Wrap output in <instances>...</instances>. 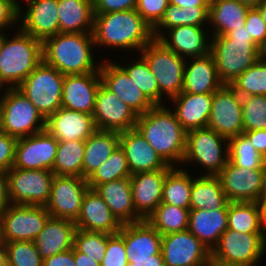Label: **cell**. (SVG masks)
Masks as SVG:
<instances>
[{
    "label": "cell",
    "mask_w": 266,
    "mask_h": 266,
    "mask_svg": "<svg viewBox=\"0 0 266 266\" xmlns=\"http://www.w3.org/2000/svg\"><path fill=\"white\" fill-rule=\"evenodd\" d=\"M92 34L96 49H121L128 55L139 54L154 39L152 27L135 9L94 14Z\"/></svg>",
    "instance_id": "1"
},
{
    "label": "cell",
    "mask_w": 266,
    "mask_h": 266,
    "mask_svg": "<svg viewBox=\"0 0 266 266\" xmlns=\"http://www.w3.org/2000/svg\"><path fill=\"white\" fill-rule=\"evenodd\" d=\"M135 128L168 165L181 167L187 131L168 105L154 106L139 115Z\"/></svg>",
    "instance_id": "2"
},
{
    "label": "cell",
    "mask_w": 266,
    "mask_h": 266,
    "mask_svg": "<svg viewBox=\"0 0 266 266\" xmlns=\"http://www.w3.org/2000/svg\"><path fill=\"white\" fill-rule=\"evenodd\" d=\"M92 33H57L42 42L43 61L63 75L99 72ZM95 58V59H94Z\"/></svg>",
    "instance_id": "3"
},
{
    "label": "cell",
    "mask_w": 266,
    "mask_h": 266,
    "mask_svg": "<svg viewBox=\"0 0 266 266\" xmlns=\"http://www.w3.org/2000/svg\"><path fill=\"white\" fill-rule=\"evenodd\" d=\"M211 54L214 57L219 79L231 84L247 68L253 66L264 51L249 36L246 26L224 36H212Z\"/></svg>",
    "instance_id": "4"
},
{
    "label": "cell",
    "mask_w": 266,
    "mask_h": 266,
    "mask_svg": "<svg viewBox=\"0 0 266 266\" xmlns=\"http://www.w3.org/2000/svg\"><path fill=\"white\" fill-rule=\"evenodd\" d=\"M6 35L0 51V85L17 88L43 60L42 41L14 30Z\"/></svg>",
    "instance_id": "5"
},
{
    "label": "cell",
    "mask_w": 266,
    "mask_h": 266,
    "mask_svg": "<svg viewBox=\"0 0 266 266\" xmlns=\"http://www.w3.org/2000/svg\"><path fill=\"white\" fill-rule=\"evenodd\" d=\"M229 160L228 140L208 127L187 131L186 148L181 167L198 166L201 176H217ZM189 165V166H188ZM186 166V168L184 167ZM188 166V167H187Z\"/></svg>",
    "instance_id": "6"
},
{
    "label": "cell",
    "mask_w": 266,
    "mask_h": 266,
    "mask_svg": "<svg viewBox=\"0 0 266 266\" xmlns=\"http://www.w3.org/2000/svg\"><path fill=\"white\" fill-rule=\"evenodd\" d=\"M159 86V106L182 92L186 59L153 39L141 51ZM166 101V102H165Z\"/></svg>",
    "instance_id": "7"
},
{
    "label": "cell",
    "mask_w": 266,
    "mask_h": 266,
    "mask_svg": "<svg viewBox=\"0 0 266 266\" xmlns=\"http://www.w3.org/2000/svg\"><path fill=\"white\" fill-rule=\"evenodd\" d=\"M64 77L43 60L17 87L46 120L62 107Z\"/></svg>",
    "instance_id": "8"
},
{
    "label": "cell",
    "mask_w": 266,
    "mask_h": 266,
    "mask_svg": "<svg viewBox=\"0 0 266 266\" xmlns=\"http://www.w3.org/2000/svg\"><path fill=\"white\" fill-rule=\"evenodd\" d=\"M0 130L21 138L45 129V119L18 88H5L1 96Z\"/></svg>",
    "instance_id": "9"
},
{
    "label": "cell",
    "mask_w": 266,
    "mask_h": 266,
    "mask_svg": "<svg viewBox=\"0 0 266 266\" xmlns=\"http://www.w3.org/2000/svg\"><path fill=\"white\" fill-rule=\"evenodd\" d=\"M266 252L261 233H240L226 229L211 251V266L230 263H259Z\"/></svg>",
    "instance_id": "10"
},
{
    "label": "cell",
    "mask_w": 266,
    "mask_h": 266,
    "mask_svg": "<svg viewBox=\"0 0 266 266\" xmlns=\"http://www.w3.org/2000/svg\"><path fill=\"white\" fill-rule=\"evenodd\" d=\"M50 217L45 206L11 204L0 214V240L34 242Z\"/></svg>",
    "instance_id": "11"
},
{
    "label": "cell",
    "mask_w": 266,
    "mask_h": 266,
    "mask_svg": "<svg viewBox=\"0 0 266 266\" xmlns=\"http://www.w3.org/2000/svg\"><path fill=\"white\" fill-rule=\"evenodd\" d=\"M11 204L45 206L50 198L55 174L46 169H20L7 172Z\"/></svg>",
    "instance_id": "12"
},
{
    "label": "cell",
    "mask_w": 266,
    "mask_h": 266,
    "mask_svg": "<svg viewBox=\"0 0 266 266\" xmlns=\"http://www.w3.org/2000/svg\"><path fill=\"white\" fill-rule=\"evenodd\" d=\"M207 127L227 140L243 134L242 96L231 85L223 84L213 92Z\"/></svg>",
    "instance_id": "13"
},
{
    "label": "cell",
    "mask_w": 266,
    "mask_h": 266,
    "mask_svg": "<svg viewBox=\"0 0 266 266\" xmlns=\"http://www.w3.org/2000/svg\"><path fill=\"white\" fill-rule=\"evenodd\" d=\"M164 266H211V251L188 229L162 235Z\"/></svg>",
    "instance_id": "14"
},
{
    "label": "cell",
    "mask_w": 266,
    "mask_h": 266,
    "mask_svg": "<svg viewBox=\"0 0 266 266\" xmlns=\"http://www.w3.org/2000/svg\"><path fill=\"white\" fill-rule=\"evenodd\" d=\"M89 189L87 179L79 176L55 175L50 198L45 205L53 218L75 221L80 213L82 200Z\"/></svg>",
    "instance_id": "15"
},
{
    "label": "cell",
    "mask_w": 266,
    "mask_h": 266,
    "mask_svg": "<svg viewBox=\"0 0 266 266\" xmlns=\"http://www.w3.org/2000/svg\"><path fill=\"white\" fill-rule=\"evenodd\" d=\"M93 119L98 130L122 133L136 127L138 115L102 83L96 94Z\"/></svg>",
    "instance_id": "16"
},
{
    "label": "cell",
    "mask_w": 266,
    "mask_h": 266,
    "mask_svg": "<svg viewBox=\"0 0 266 266\" xmlns=\"http://www.w3.org/2000/svg\"><path fill=\"white\" fill-rule=\"evenodd\" d=\"M57 149L58 141L46 129L17 138L12 167L52 171Z\"/></svg>",
    "instance_id": "17"
},
{
    "label": "cell",
    "mask_w": 266,
    "mask_h": 266,
    "mask_svg": "<svg viewBox=\"0 0 266 266\" xmlns=\"http://www.w3.org/2000/svg\"><path fill=\"white\" fill-rule=\"evenodd\" d=\"M229 202H261L263 169H248L228 160L217 175Z\"/></svg>",
    "instance_id": "18"
},
{
    "label": "cell",
    "mask_w": 266,
    "mask_h": 266,
    "mask_svg": "<svg viewBox=\"0 0 266 266\" xmlns=\"http://www.w3.org/2000/svg\"><path fill=\"white\" fill-rule=\"evenodd\" d=\"M19 2V28L23 32L42 42L59 33L58 0Z\"/></svg>",
    "instance_id": "19"
},
{
    "label": "cell",
    "mask_w": 266,
    "mask_h": 266,
    "mask_svg": "<svg viewBox=\"0 0 266 266\" xmlns=\"http://www.w3.org/2000/svg\"><path fill=\"white\" fill-rule=\"evenodd\" d=\"M99 73L102 84L109 91L116 94L138 116L154 107L115 60L112 61L109 58H102Z\"/></svg>",
    "instance_id": "20"
},
{
    "label": "cell",
    "mask_w": 266,
    "mask_h": 266,
    "mask_svg": "<svg viewBox=\"0 0 266 266\" xmlns=\"http://www.w3.org/2000/svg\"><path fill=\"white\" fill-rule=\"evenodd\" d=\"M208 27L182 25L165 31L157 40L177 55L188 59L211 53L212 35Z\"/></svg>",
    "instance_id": "21"
},
{
    "label": "cell",
    "mask_w": 266,
    "mask_h": 266,
    "mask_svg": "<svg viewBox=\"0 0 266 266\" xmlns=\"http://www.w3.org/2000/svg\"><path fill=\"white\" fill-rule=\"evenodd\" d=\"M172 168L169 165L166 169L130 176L135 212L142 220H146L161 204L164 179Z\"/></svg>",
    "instance_id": "22"
},
{
    "label": "cell",
    "mask_w": 266,
    "mask_h": 266,
    "mask_svg": "<svg viewBox=\"0 0 266 266\" xmlns=\"http://www.w3.org/2000/svg\"><path fill=\"white\" fill-rule=\"evenodd\" d=\"M45 129L58 141H86L97 129L93 115L59 108L45 120Z\"/></svg>",
    "instance_id": "23"
},
{
    "label": "cell",
    "mask_w": 266,
    "mask_h": 266,
    "mask_svg": "<svg viewBox=\"0 0 266 266\" xmlns=\"http://www.w3.org/2000/svg\"><path fill=\"white\" fill-rule=\"evenodd\" d=\"M101 83L99 72L65 75L62 88V107L92 115L96 94Z\"/></svg>",
    "instance_id": "24"
},
{
    "label": "cell",
    "mask_w": 266,
    "mask_h": 266,
    "mask_svg": "<svg viewBox=\"0 0 266 266\" xmlns=\"http://www.w3.org/2000/svg\"><path fill=\"white\" fill-rule=\"evenodd\" d=\"M74 222L77 229L108 234L118 233L123 225L99 193L90 188L83 197L79 216Z\"/></svg>",
    "instance_id": "25"
},
{
    "label": "cell",
    "mask_w": 266,
    "mask_h": 266,
    "mask_svg": "<svg viewBox=\"0 0 266 266\" xmlns=\"http://www.w3.org/2000/svg\"><path fill=\"white\" fill-rule=\"evenodd\" d=\"M118 233L124 239L127 260L153 259L161 252L162 235L147 220L123 224Z\"/></svg>",
    "instance_id": "26"
},
{
    "label": "cell",
    "mask_w": 266,
    "mask_h": 266,
    "mask_svg": "<svg viewBox=\"0 0 266 266\" xmlns=\"http://www.w3.org/2000/svg\"><path fill=\"white\" fill-rule=\"evenodd\" d=\"M119 145L125 153L131 175L169 166L136 128L120 133Z\"/></svg>",
    "instance_id": "27"
},
{
    "label": "cell",
    "mask_w": 266,
    "mask_h": 266,
    "mask_svg": "<svg viewBox=\"0 0 266 266\" xmlns=\"http://www.w3.org/2000/svg\"><path fill=\"white\" fill-rule=\"evenodd\" d=\"M213 93L192 94L181 92L168 104L186 131L206 128L212 108ZM172 105V106H171Z\"/></svg>",
    "instance_id": "28"
},
{
    "label": "cell",
    "mask_w": 266,
    "mask_h": 266,
    "mask_svg": "<svg viewBox=\"0 0 266 266\" xmlns=\"http://www.w3.org/2000/svg\"><path fill=\"white\" fill-rule=\"evenodd\" d=\"M222 85L211 53L202 57L186 59L182 92L213 93Z\"/></svg>",
    "instance_id": "29"
},
{
    "label": "cell",
    "mask_w": 266,
    "mask_h": 266,
    "mask_svg": "<svg viewBox=\"0 0 266 266\" xmlns=\"http://www.w3.org/2000/svg\"><path fill=\"white\" fill-rule=\"evenodd\" d=\"M76 229L72 220L50 217L34 241L41 258L72 249Z\"/></svg>",
    "instance_id": "30"
},
{
    "label": "cell",
    "mask_w": 266,
    "mask_h": 266,
    "mask_svg": "<svg viewBox=\"0 0 266 266\" xmlns=\"http://www.w3.org/2000/svg\"><path fill=\"white\" fill-rule=\"evenodd\" d=\"M227 214L228 203L219 210L190 209L188 230L212 251L228 229Z\"/></svg>",
    "instance_id": "31"
},
{
    "label": "cell",
    "mask_w": 266,
    "mask_h": 266,
    "mask_svg": "<svg viewBox=\"0 0 266 266\" xmlns=\"http://www.w3.org/2000/svg\"><path fill=\"white\" fill-rule=\"evenodd\" d=\"M95 190L122 224L142 221L135 212L130 177L100 184Z\"/></svg>",
    "instance_id": "32"
},
{
    "label": "cell",
    "mask_w": 266,
    "mask_h": 266,
    "mask_svg": "<svg viewBox=\"0 0 266 266\" xmlns=\"http://www.w3.org/2000/svg\"><path fill=\"white\" fill-rule=\"evenodd\" d=\"M248 10L249 7L238 0H212L209 4L208 24L211 35L224 36L244 26Z\"/></svg>",
    "instance_id": "33"
},
{
    "label": "cell",
    "mask_w": 266,
    "mask_h": 266,
    "mask_svg": "<svg viewBox=\"0 0 266 266\" xmlns=\"http://www.w3.org/2000/svg\"><path fill=\"white\" fill-rule=\"evenodd\" d=\"M59 32L92 33L93 0H58Z\"/></svg>",
    "instance_id": "34"
},
{
    "label": "cell",
    "mask_w": 266,
    "mask_h": 266,
    "mask_svg": "<svg viewBox=\"0 0 266 266\" xmlns=\"http://www.w3.org/2000/svg\"><path fill=\"white\" fill-rule=\"evenodd\" d=\"M120 133L96 130L85 141L83 178L87 179L119 146Z\"/></svg>",
    "instance_id": "35"
},
{
    "label": "cell",
    "mask_w": 266,
    "mask_h": 266,
    "mask_svg": "<svg viewBox=\"0 0 266 266\" xmlns=\"http://www.w3.org/2000/svg\"><path fill=\"white\" fill-rule=\"evenodd\" d=\"M228 202L218 176L197 175L193 179L190 209L219 210Z\"/></svg>",
    "instance_id": "36"
},
{
    "label": "cell",
    "mask_w": 266,
    "mask_h": 266,
    "mask_svg": "<svg viewBox=\"0 0 266 266\" xmlns=\"http://www.w3.org/2000/svg\"><path fill=\"white\" fill-rule=\"evenodd\" d=\"M209 6L179 7L169 4L160 22L153 28V37L158 39L170 28L182 25L207 27ZM207 25V26H206Z\"/></svg>",
    "instance_id": "37"
},
{
    "label": "cell",
    "mask_w": 266,
    "mask_h": 266,
    "mask_svg": "<svg viewBox=\"0 0 266 266\" xmlns=\"http://www.w3.org/2000/svg\"><path fill=\"white\" fill-rule=\"evenodd\" d=\"M190 171L182 167H173L167 173L164 179L161 203L190 209L192 182L197 176L194 174L195 171L191 170V166Z\"/></svg>",
    "instance_id": "38"
},
{
    "label": "cell",
    "mask_w": 266,
    "mask_h": 266,
    "mask_svg": "<svg viewBox=\"0 0 266 266\" xmlns=\"http://www.w3.org/2000/svg\"><path fill=\"white\" fill-rule=\"evenodd\" d=\"M135 57L134 54L132 55L131 53L129 54V61L131 58L133 59L130 62L127 60L125 62L121 61V63H118L117 59L116 63L129 75V77L140 88L146 98L154 106H159V86L157 80L152 74L145 58L140 53L139 56L135 54ZM122 62L125 64L122 65Z\"/></svg>",
    "instance_id": "39"
},
{
    "label": "cell",
    "mask_w": 266,
    "mask_h": 266,
    "mask_svg": "<svg viewBox=\"0 0 266 266\" xmlns=\"http://www.w3.org/2000/svg\"><path fill=\"white\" fill-rule=\"evenodd\" d=\"M85 141L58 142V149L52 172L55 175L83 177Z\"/></svg>",
    "instance_id": "40"
},
{
    "label": "cell",
    "mask_w": 266,
    "mask_h": 266,
    "mask_svg": "<svg viewBox=\"0 0 266 266\" xmlns=\"http://www.w3.org/2000/svg\"><path fill=\"white\" fill-rule=\"evenodd\" d=\"M228 229L240 233H261L260 203L228 202Z\"/></svg>",
    "instance_id": "41"
},
{
    "label": "cell",
    "mask_w": 266,
    "mask_h": 266,
    "mask_svg": "<svg viewBox=\"0 0 266 266\" xmlns=\"http://www.w3.org/2000/svg\"><path fill=\"white\" fill-rule=\"evenodd\" d=\"M190 209L161 203L146 219L161 235L187 230Z\"/></svg>",
    "instance_id": "42"
},
{
    "label": "cell",
    "mask_w": 266,
    "mask_h": 266,
    "mask_svg": "<svg viewBox=\"0 0 266 266\" xmlns=\"http://www.w3.org/2000/svg\"><path fill=\"white\" fill-rule=\"evenodd\" d=\"M130 176L127 158L119 145L110 157L87 178V183L90 189H95L100 184Z\"/></svg>",
    "instance_id": "43"
},
{
    "label": "cell",
    "mask_w": 266,
    "mask_h": 266,
    "mask_svg": "<svg viewBox=\"0 0 266 266\" xmlns=\"http://www.w3.org/2000/svg\"><path fill=\"white\" fill-rule=\"evenodd\" d=\"M241 96H266V54L247 68L231 84Z\"/></svg>",
    "instance_id": "44"
},
{
    "label": "cell",
    "mask_w": 266,
    "mask_h": 266,
    "mask_svg": "<svg viewBox=\"0 0 266 266\" xmlns=\"http://www.w3.org/2000/svg\"><path fill=\"white\" fill-rule=\"evenodd\" d=\"M229 161L234 165L248 169H264L266 159L263 158L244 135L228 140Z\"/></svg>",
    "instance_id": "45"
},
{
    "label": "cell",
    "mask_w": 266,
    "mask_h": 266,
    "mask_svg": "<svg viewBox=\"0 0 266 266\" xmlns=\"http://www.w3.org/2000/svg\"><path fill=\"white\" fill-rule=\"evenodd\" d=\"M74 247L101 263L107 248V233L76 229Z\"/></svg>",
    "instance_id": "46"
},
{
    "label": "cell",
    "mask_w": 266,
    "mask_h": 266,
    "mask_svg": "<svg viewBox=\"0 0 266 266\" xmlns=\"http://www.w3.org/2000/svg\"><path fill=\"white\" fill-rule=\"evenodd\" d=\"M244 131L266 129V96H242Z\"/></svg>",
    "instance_id": "47"
},
{
    "label": "cell",
    "mask_w": 266,
    "mask_h": 266,
    "mask_svg": "<svg viewBox=\"0 0 266 266\" xmlns=\"http://www.w3.org/2000/svg\"><path fill=\"white\" fill-rule=\"evenodd\" d=\"M8 266H43L35 242L13 241L5 242Z\"/></svg>",
    "instance_id": "48"
},
{
    "label": "cell",
    "mask_w": 266,
    "mask_h": 266,
    "mask_svg": "<svg viewBox=\"0 0 266 266\" xmlns=\"http://www.w3.org/2000/svg\"><path fill=\"white\" fill-rule=\"evenodd\" d=\"M101 266H128L123 237L119 234L107 233V248Z\"/></svg>",
    "instance_id": "49"
},
{
    "label": "cell",
    "mask_w": 266,
    "mask_h": 266,
    "mask_svg": "<svg viewBox=\"0 0 266 266\" xmlns=\"http://www.w3.org/2000/svg\"><path fill=\"white\" fill-rule=\"evenodd\" d=\"M168 5L169 0H138L135 10L153 29L162 19Z\"/></svg>",
    "instance_id": "50"
},
{
    "label": "cell",
    "mask_w": 266,
    "mask_h": 266,
    "mask_svg": "<svg viewBox=\"0 0 266 266\" xmlns=\"http://www.w3.org/2000/svg\"><path fill=\"white\" fill-rule=\"evenodd\" d=\"M249 36L263 50H266V24L257 8H249L244 24Z\"/></svg>",
    "instance_id": "51"
},
{
    "label": "cell",
    "mask_w": 266,
    "mask_h": 266,
    "mask_svg": "<svg viewBox=\"0 0 266 266\" xmlns=\"http://www.w3.org/2000/svg\"><path fill=\"white\" fill-rule=\"evenodd\" d=\"M19 0H0V29L9 31L19 28Z\"/></svg>",
    "instance_id": "52"
},
{
    "label": "cell",
    "mask_w": 266,
    "mask_h": 266,
    "mask_svg": "<svg viewBox=\"0 0 266 266\" xmlns=\"http://www.w3.org/2000/svg\"><path fill=\"white\" fill-rule=\"evenodd\" d=\"M17 138L0 130V171L7 172L14 163Z\"/></svg>",
    "instance_id": "53"
},
{
    "label": "cell",
    "mask_w": 266,
    "mask_h": 266,
    "mask_svg": "<svg viewBox=\"0 0 266 266\" xmlns=\"http://www.w3.org/2000/svg\"><path fill=\"white\" fill-rule=\"evenodd\" d=\"M138 0H93L94 14H105L136 9Z\"/></svg>",
    "instance_id": "54"
},
{
    "label": "cell",
    "mask_w": 266,
    "mask_h": 266,
    "mask_svg": "<svg viewBox=\"0 0 266 266\" xmlns=\"http://www.w3.org/2000/svg\"><path fill=\"white\" fill-rule=\"evenodd\" d=\"M243 134L248 138L255 150L266 159V129L244 131Z\"/></svg>",
    "instance_id": "55"
},
{
    "label": "cell",
    "mask_w": 266,
    "mask_h": 266,
    "mask_svg": "<svg viewBox=\"0 0 266 266\" xmlns=\"http://www.w3.org/2000/svg\"><path fill=\"white\" fill-rule=\"evenodd\" d=\"M43 266H76L74 247L43 260Z\"/></svg>",
    "instance_id": "56"
},
{
    "label": "cell",
    "mask_w": 266,
    "mask_h": 266,
    "mask_svg": "<svg viewBox=\"0 0 266 266\" xmlns=\"http://www.w3.org/2000/svg\"><path fill=\"white\" fill-rule=\"evenodd\" d=\"M10 205L7 173L0 171V214Z\"/></svg>",
    "instance_id": "57"
},
{
    "label": "cell",
    "mask_w": 266,
    "mask_h": 266,
    "mask_svg": "<svg viewBox=\"0 0 266 266\" xmlns=\"http://www.w3.org/2000/svg\"><path fill=\"white\" fill-rule=\"evenodd\" d=\"M128 263V266H164L161 252L157 255H153V259L128 260Z\"/></svg>",
    "instance_id": "58"
},
{
    "label": "cell",
    "mask_w": 266,
    "mask_h": 266,
    "mask_svg": "<svg viewBox=\"0 0 266 266\" xmlns=\"http://www.w3.org/2000/svg\"><path fill=\"white\" fill-rule=\"evenodd\" d=\"M74 259L76 266H101L99 262L93 260L87 254L79 252L74 247Z\"/></svg>",
    "instance_id": "59"
},
{
    "label": "cell",
    "mask_w": 266,
    "mask_h": 266,
    "mask_svg": "<svg viewBox=\"0 0 266 266\" xmlns=\"http://www.w3.org/2000/svg\"><path fill=\"white\" fill-rule=\"evenodd\" d=\"M169 4L183 8L187 6H209L210 3L207 0H169Z\"/></svg>",
    "instance_id": "60"
},
{
    "label": "cell",
    "mask_w": 266,
    "mask_h": 266,
    "mask_svg": "<svg viewBox=\"0 0 266 266\" xmlns=\"http://www.w3.org/2000/svg\"><path fill=\"white\" fill-rule=\"evenodd\" d=\"M261 237L266 242V201L260 202Z\"/></svg>",
    "instance_id": "61"
},
{
    "label": "cell",
    "mask_w": 266,
    "mask_h": 266,
    "mask_svg": "<svg viewBox=\"0 0 266 266\" xmlns=\"http://www.w3.org/2000/svg\"><path fill=\"white\" fill-rule=\"evenodd\" d=\"M0 266H8L5 242L0 240Z\"/></svg>",
    "instance_id": "62"
},
{
    "label": "cell",
    "mask_w": 266,
    "mask_h": 266,
    "mask_svg": "<svg viewBox=\"0 0 266 266\" xmlns=\"http://www.w3.org/2000/svg\"><path fill=\"white\" fill-rule=\"evenodd\" d=\"M256 8L260 12L262 19L266 24V0H262Z\"/></svg>",
    "instance_id": "63"
},
{
    "label": "cell",
    "mask_w": 266,
    "mask_h": 266,
    "mask_svg": "<svg viewBox=\"0 0 266 266\" xmlns=\"http://www.w3.org/2000/svg\"><path fill=\"white\" fill-rule=\"evenodd\" d=\"M249 8H256L262 0H238Z\"/></svg>",
    "instance_id": "64"
},
{
    "label": "cell",
    "mask_w": 266,
    "mask_h": 266,
    "mask_svg": "<svg viewBox=\"0 0 266 266\" xmlns=\"http://www.w3.org/2000/svg\"><path fill=\"white\" fill-rule=\"evenodd\" d=\"M261 201H266V161L263 169V193L261 195Z\"/></svg>",
    "instance_id": "65"
},
{
    "label": "cell",
    "mask_w": 266,
    "mask_h": 266,
    "mask_svg": "<svg viewBox=\"0 0 266 266\" xmlns=\"http://www.w3.org/2000/svg\"><path fill=\"white\" fill-rule=\"evenodd\" d=\"M230 263V264H224L223 266H259L261 263Z\"/></svg>",
    "instance_id": "66"
},
{
    "label": "cell",
    "mask_w": 266,
    "mask_h": 266,
    "mask_svg": "<svg viewBox=\"0 0 266 266\" xmlns=\"http://www.w3.org/2000/svg\"><path fill=\"white\" fill-rule=\"evenodd\" d=\"M8 31H5V30H1L0 29V51H1V48H2V45H3V41H4V39H5V36L7 35V34H10V32H8Z\"/></svg>",
    "instance_id": "67"
},
{
    "label": "cell",
    "mask_w": 266,
    "mask_h": 266,
    "mask_svg": "<svg viewBox=\"0 0 266 266\" xmlns=\"http://www.w3.org/2000/svg\"><path fill=\"white\" fill-rule=\"evenodd\" d=\"M3 91H4V88L0 85V101H1V96H2Z\"/></svg>",
    "instance_id": "68"
},
{
    "label": "cell",
    "mask_w": 266,
    "mask_h": 266,
    "mask_svg": "<svg viewBox=\"0 0 266 266\" xmlns=\"http://www.w3.org/2000/svg\"><path fill=\"white\" fill-rule=\"evenodd\" d=\"M0 125H1V106H0Z\"/></svg>",
    "instance_id": "69"
}]
</instances>
